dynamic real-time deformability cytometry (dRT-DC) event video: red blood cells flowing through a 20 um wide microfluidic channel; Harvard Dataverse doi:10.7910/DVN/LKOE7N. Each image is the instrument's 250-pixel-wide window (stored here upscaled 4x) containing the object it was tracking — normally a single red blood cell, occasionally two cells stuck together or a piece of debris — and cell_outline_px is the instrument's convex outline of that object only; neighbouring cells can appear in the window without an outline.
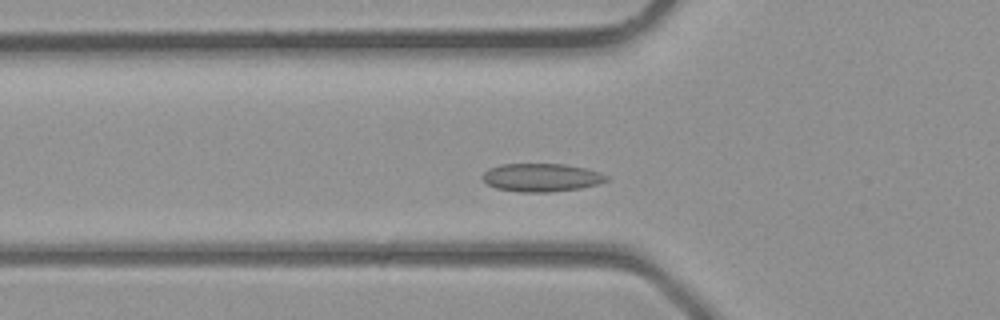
{"species": "common noctule bat (a hibernating species)", "species_latin": "Nyctalus noctula", "temperature_condition": "room temperature", "stored_images_in_passage": 31, "camera_frame_rate_fps": 3000, "um_per_image_px": 0.085, "animal": {"sex": "male", "body_mass_g": 23.1, "forearm_length_mm": 52.7}, "frame": {"image": 1, "passage_image": 5, "time_ms": 1.333, "image_size_px": [1000, 320], "cell_outline_px": [[608, 180], [596, 184], [580, 188], [548, 192], [520, 192], [496, 188], [488, 184], [480, 176], [488, 168], [500, 164], [564, 164], [584, 168], [600, 172], [608, 176]], "centroid_in_image_um": [45.99, 15.08], "position_along_channel_um": 79.8, "area_um2": 20.29}}
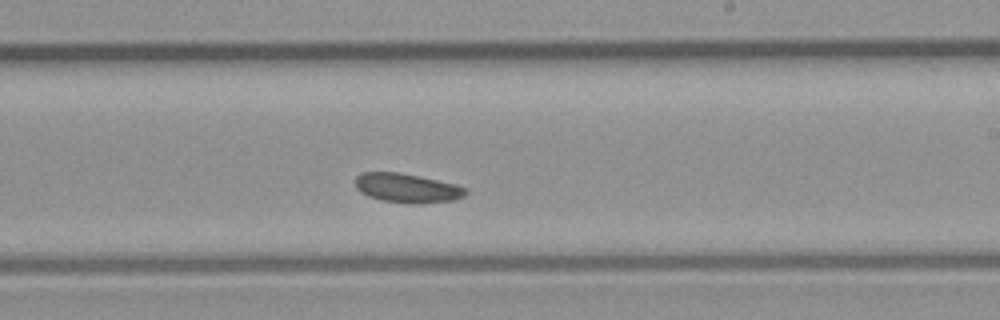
{"frame": {"image": 2, "passage_image": 15, "time_ms": 4.667, "image_size_px": [1000, 320], "cell_outline_px": [[468, 192], [464, 196], [456, 200], [420, 204], [412, 204], [380, 200], [368, 196], [360, 192], [356, 188], [356, 176], [360, 172], [400, 172], [456, 184], [468, 188]], "centroid_in_image_um": [34.62, 15.99], "position_along_channel_um": 254.4, "area_um2": 19.07}}
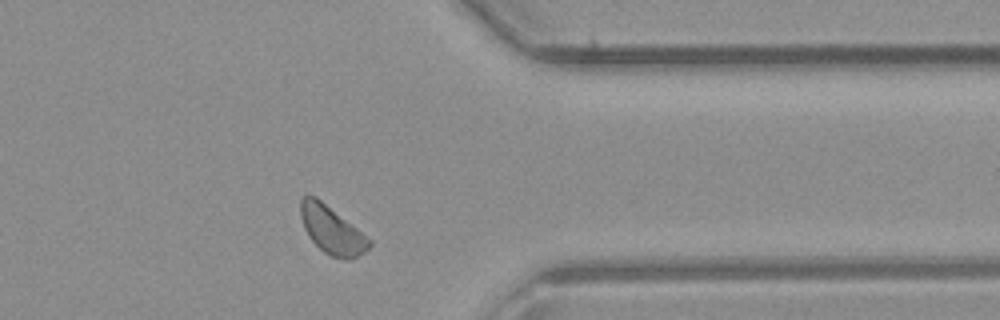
{"frame": {"image": 3, "passage_image": 23, "time_ms": 7.333, "image_size_px": [1000, 320], "cell_outline_px": [[372, 244], [364, 252], [348, 260], [344, 260], [332, 256], [324, 252], [308, 236], [304, 228], [300, 216], [300, 200], [304, 196], [316, 196], [372, 240]], "centroid_in_image_um": [28.2, 19.55], "position_along_channel_um": 383.2, "area_um2": 18.9}}